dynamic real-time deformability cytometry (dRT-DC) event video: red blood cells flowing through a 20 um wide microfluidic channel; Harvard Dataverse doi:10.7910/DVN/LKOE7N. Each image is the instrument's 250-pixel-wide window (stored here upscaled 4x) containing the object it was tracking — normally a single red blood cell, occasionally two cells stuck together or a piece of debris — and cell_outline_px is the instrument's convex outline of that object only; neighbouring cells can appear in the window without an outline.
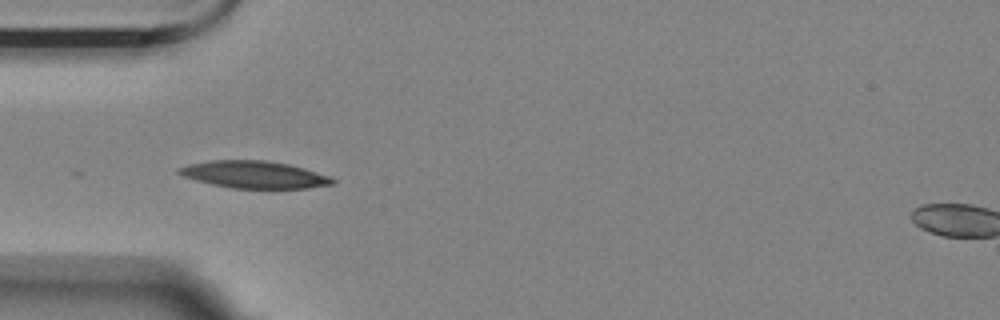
{"species": "Egyptian fruit bat (a non-hibernating species)", "species_latin": "Rousettus aegyptiacus", "temperature_condition": "room temperature", "stored_images_in_passage": 2, "camera_frame_rate_fps": 3000, "um_per_image_px": 0.085, "animal": {"sex": "female"}, "frame": {"image": 1, "passage_image": 1, "time_ms": 0.0, "image_size_px": [1000, 320], "cell_outline_px": [[336, 184], [308, 188], [232, 188], [212, 184], [196, 180], [184, 176], [176, 172], [176, 168], [188, 164], [212, 160], [264, 160], [288, 164], [304, 168], [328, 176], [336, 180]], "centroid_in_image_um": [21.6, 14.84], "position_along_channel_um": 63.4, "area_um2": 24.28}}
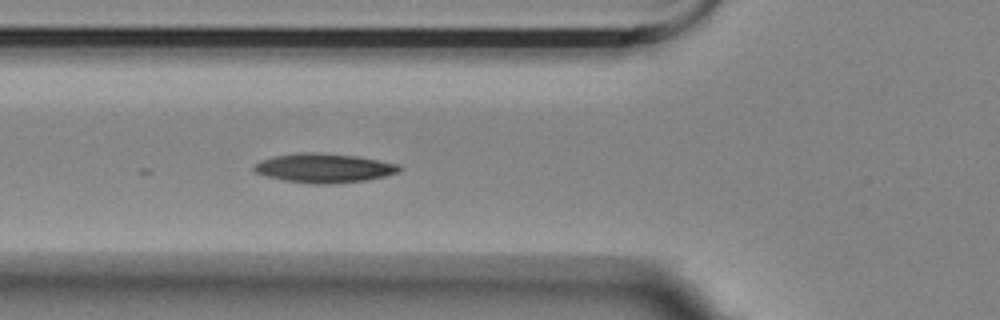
{"frame": {"image": 2, "passage_image": 2, "time_ms": 0.333, "image_size_px": [1000, 320], "cell_outline_px": [[404, 168], [400, 172], [384, 176], [364, 180], [332, 184], [312, 184], [284, 180], [264, 176], [256, 172], [252, 168], [252, 164], [260, 160], [272, 156], [296, 152], [312, 152], [356, 156], [400, 164]], "centroid_in_image_um": [27.51, 14.28], "position_along_channel_um": 98.3, "area_um2": 24.97}}